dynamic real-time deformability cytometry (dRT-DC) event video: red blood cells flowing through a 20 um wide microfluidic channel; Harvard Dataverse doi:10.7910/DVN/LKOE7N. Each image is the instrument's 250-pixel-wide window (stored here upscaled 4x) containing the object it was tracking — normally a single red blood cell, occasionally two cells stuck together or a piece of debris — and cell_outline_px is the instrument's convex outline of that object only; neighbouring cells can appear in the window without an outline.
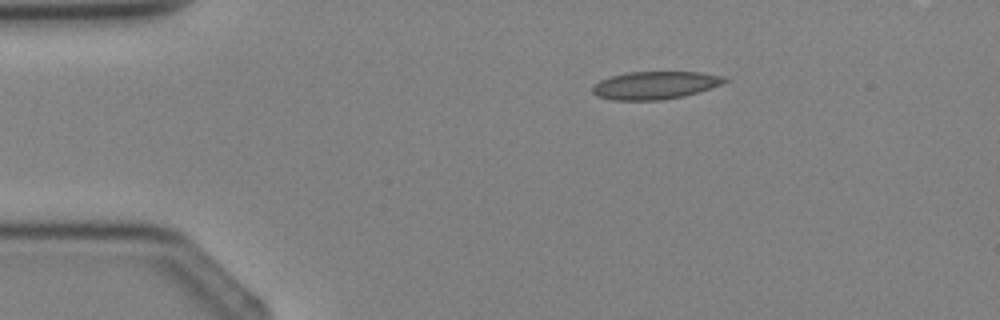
{"species": "Egyptian fruit bat (a non-hibernating species)", "species_latin": "Rousettus aegyptiacus", "temperature_condition": "cold", "stored_images_in_passage": 3, "camera_frame_rate_fps": 3000, "um_per_image_px": 0.085, "animal": {"sex": "female"}, "frame": {"image": 1, "passage_image": 1, "time_ms": 0.0, "image_size_px": [1000, 320], "cell_outline_px": [[728, 80], [720, 84], [684, 96], [660, 100], [612, 100], [596, 96], [592, 92], [592, 88], [600, 80], [608, 76], [628, 72], [700, 72], [724, 76]], "centroid_in_image_um": [55.62, 7.24], "position_along_channel_um": 29.4, "area_um2": 21.27}}